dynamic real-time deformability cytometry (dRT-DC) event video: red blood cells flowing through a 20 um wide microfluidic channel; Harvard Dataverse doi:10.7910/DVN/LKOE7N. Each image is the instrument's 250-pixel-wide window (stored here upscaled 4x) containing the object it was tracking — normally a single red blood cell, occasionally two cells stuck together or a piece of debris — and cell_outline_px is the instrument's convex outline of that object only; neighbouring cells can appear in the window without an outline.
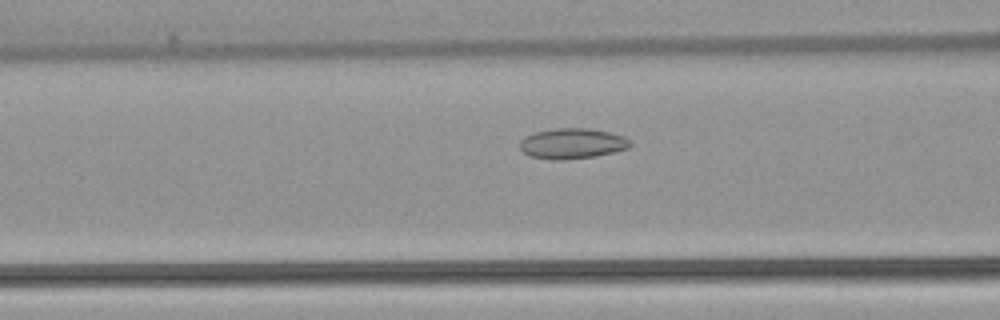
{"species": "common noctule bat (a hibernating species)", "species_latin": "Nyctalus noctula", "temperature_condition": "warm", "stored_images_in_passage": 37, "camera_frame_rate_fps": 3000, "um_per_image_px": 0.085, "animal": {"sex": "female", "body_mass_g": 22.7, "forearm_length_mm": 54.2}, "frame": {"image": 1, "passage_image": 15, "time_ms": 4.667, "image_size_px": [1000, 320], "cell_outline_px": [[632, 144], [628, 148], [596, 156], [564, 160], [552, 160], [528, 156], [520, 148], [520, 140], [524, 136], [536, 132], [556, 128], [592, 128], [624, 136]], "centroid_in_image_um": [48.61, 12.2], "position_along_channel_um": 118.0, "area_um2": 19.65}}
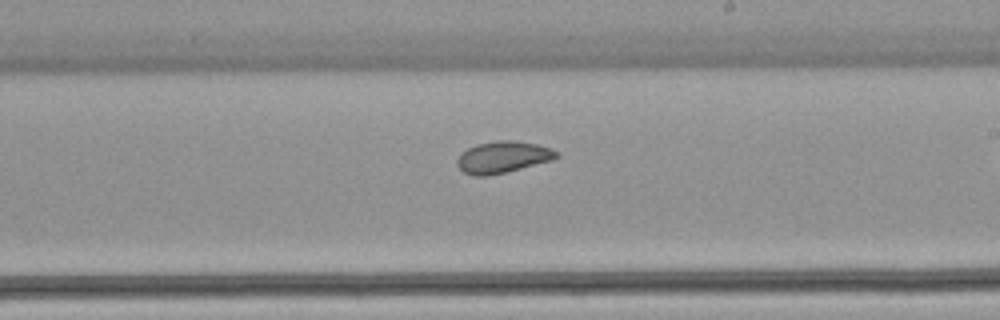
{"frame": {"image": 2, "passage_image": 25, "time_ms": 8.0, "image_size_px": [1000, 320], "cell_outline_px": [[560, 156], [552, 160], [488, 176], [472, 176], [464, 172], [456, 164], [456, 160], [460, 152], [476, 144], [500, 140], [512, 140], [536, 144], [552, 148], [560, 152]], "centroid_in_image_um": [42.73, 13.35], "position_along_channel_um": 246.3, "area_um2": 18.38}}
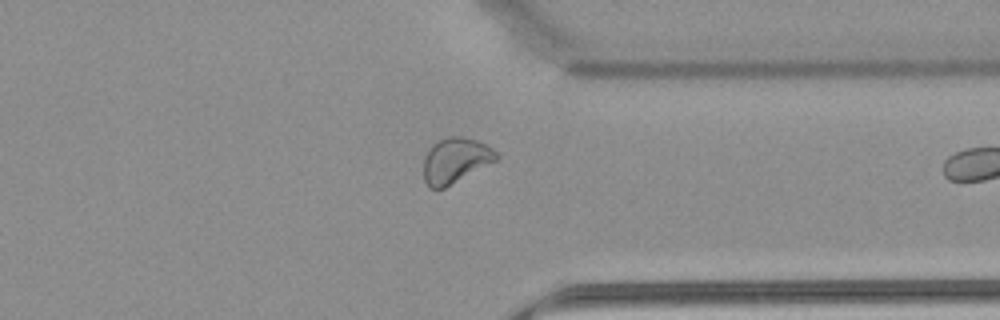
{"frame": {"image": 3, "passage_image": 35, "time_ms": 11.333, "image_size_px": [1000, 320], "cell_outline_px": [[500, 156], [496, 160], [444, 188], [428, 188], [424, 180], [424, 156], [432, 144], [448, 136], [464, 136], [476, 140], [492, 148]], "centroid_in_image_um": [38.69, 13.62], "position_along_channel_um": 372.7, "area_um2": 19.02}}